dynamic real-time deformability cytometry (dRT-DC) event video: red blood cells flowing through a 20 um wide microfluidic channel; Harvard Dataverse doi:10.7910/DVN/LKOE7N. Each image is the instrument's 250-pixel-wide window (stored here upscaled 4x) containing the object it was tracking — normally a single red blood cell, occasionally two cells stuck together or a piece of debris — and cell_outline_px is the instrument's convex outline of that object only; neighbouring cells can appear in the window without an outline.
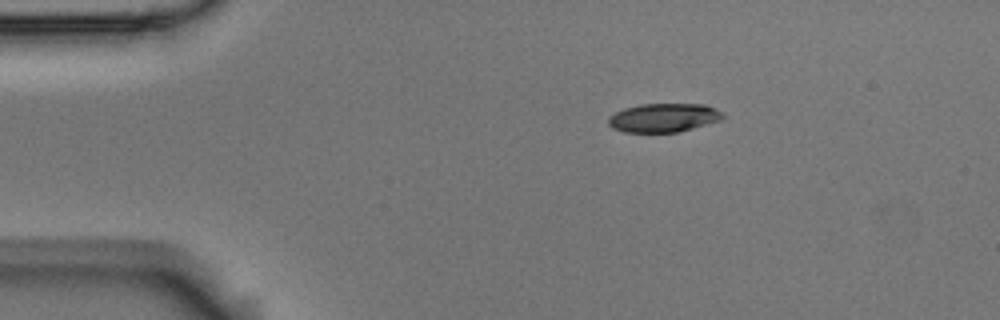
{"species": "Egyptian fruit bat (a non-hibernating species)", "species_latin": "Rousettus aegyptiacus", "temperature_condition": "room temperature", "stored_images_in_passage": 2, "camera_frame_rate_fps": 3000, "um_per_image_px": 0.085, "animal": {"sex": "male"}, "frame": {"image": 1, "passage_image": 1, "time_ms": 0.0, "image_size_px": [1000, 320], "cell_outline_px": [[724, 116], [720, 120], [692, 128], [676, 132], [624, 132], [612, 128], [608, 124], [608, 116], [624, 108], [640, 104], [704, 104], [720, 112]], "centroid_in_image_um": [56.34, 10.0], "position_along_channel_um": 28.7, "area_um2": 18.96}}